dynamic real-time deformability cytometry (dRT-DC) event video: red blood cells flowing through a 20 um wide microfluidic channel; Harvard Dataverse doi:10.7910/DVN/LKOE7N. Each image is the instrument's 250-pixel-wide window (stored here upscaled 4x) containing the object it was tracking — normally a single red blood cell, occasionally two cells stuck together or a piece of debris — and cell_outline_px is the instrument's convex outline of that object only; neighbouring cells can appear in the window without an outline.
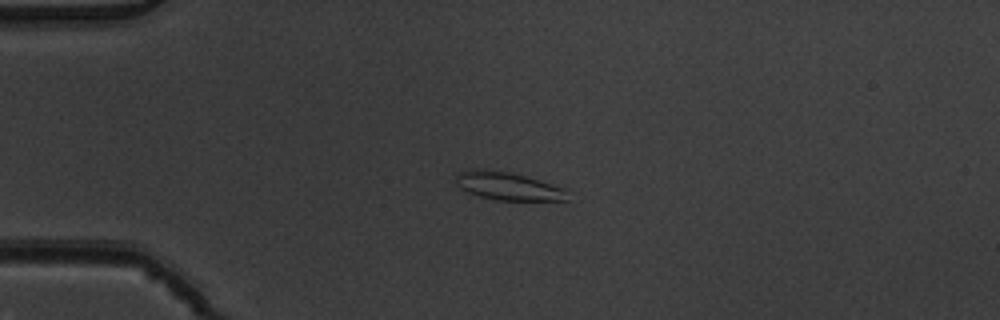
{"species": "common noctule bat (a hibernating species)", "species_latin": "Nyctalus noctula", "temperature_condition": "warm", "stored_images_in_passage": 5, "segment_of_instrument_passage": [1, 2], "camera_frame_rate_fps": 3000, "um_per_image_px": 0.085, "animal": {"sex": "male", "body_mass_g": 19.5, "forearm_length_mm": 54.6}, "frame": {"image": 1, "passage_image": 3, "time_ms": 0.667, "image_size_px": [1000, 320], "cell_outline_px": [[568, 200], [496, 200], [480, 196], [468, 192], [460, 188], [456, 184], [456, 176], [460, 172], [472, 168], [480, 168], [508, 172], [524, 176], [564, 188], [568, 192]], "centroid_in_image_um": [43.14, 15.82], "position_along_channel_um": 41.9, "area_um2": 18.03}}